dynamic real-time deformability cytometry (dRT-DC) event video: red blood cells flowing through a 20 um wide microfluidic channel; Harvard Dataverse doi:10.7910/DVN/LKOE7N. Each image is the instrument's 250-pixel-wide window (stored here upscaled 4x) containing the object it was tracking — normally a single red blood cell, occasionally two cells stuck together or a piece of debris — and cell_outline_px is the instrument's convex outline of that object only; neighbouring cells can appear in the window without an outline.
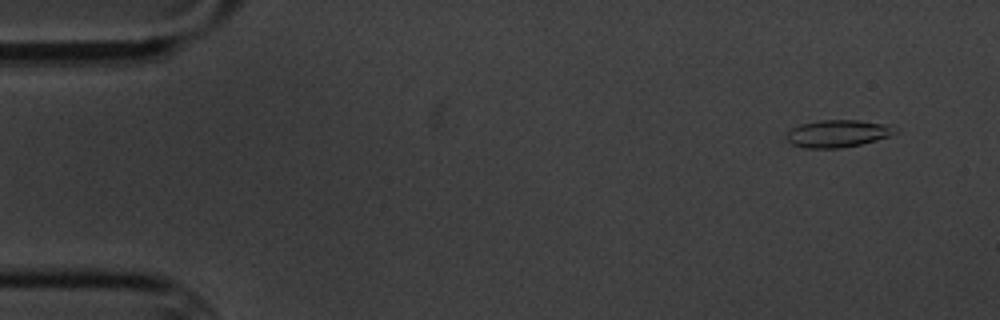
{"species": "common noctule bat (a hibernating species)", "species_latin": "Nyctalus noctula", "temperature_condition": "cold", "stored_images_in_passage": 4, "camera_frame_rate_fps": 3000, "um_per_image_px": 0.085, "animal": {"sex": "male", "body_mass_g": 20.1, "forearm_length_mm": 53.5}, "frame": {"image": 1, "passage_image": 1, "time_ms": 0.0, "image_size_px": [1000, 320], "cell_outline_px": [[900, 132], [892, 136], [860, 144], [840, 148], [804, 148], [792, 144], [784, 136], [792, 128], [800, 124], [820, 120], [860, 120], [884, 124], [900, 128]], "centroid_in_image_um": [71.26, 11.35], "position_along_channel_um": 13.7, "area_um2": 17.51}}